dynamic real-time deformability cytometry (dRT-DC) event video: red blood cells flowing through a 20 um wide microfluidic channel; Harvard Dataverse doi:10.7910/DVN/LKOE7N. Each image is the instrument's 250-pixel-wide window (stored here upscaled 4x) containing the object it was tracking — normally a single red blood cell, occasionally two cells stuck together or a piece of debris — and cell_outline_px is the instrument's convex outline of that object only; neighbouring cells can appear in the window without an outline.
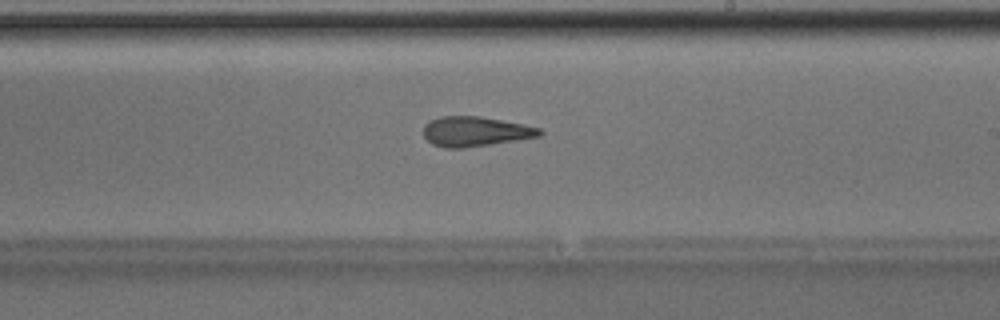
{"species": "Egyptian fruit bat (a non-hibernating species)", "species_latin": "Rousettus aegyptiacus", "temperature_condition": "room temperature", "stored_images_in_passage": 51, "camera_frame_rate_fps": 3000, "um_per_image_px": 0.085, "animal": {"sex": "male"}, "frame": {"image": 1, "passage_image": 30, "time_ms": 9.667, "image_size_px": [1000, 320], "cell_outline_px": [[544, 132], [540, 136], [464, 148], [444, 148], [432, 144], [424, 136], [424, 124], [428, 120], [440, 116], [480, 116], [524, 124], [540, 128]], "centroid_in_image_um": [40.37, 11.16], "position_along_channel_um": 248.6, "area_um2": 20.23}, "authors_computed_cell_mechanics": {"area_um2": 20.3456, "velocity_mm_per_s": 4.0339, "shape_relaxation_time_tau1_ms": 10.8814, "shape_relaxation_time_tau2_ms": 3.1598, "deformation_change_tau1": 0.2742, "deformation_change_tau2": 0.1531}}